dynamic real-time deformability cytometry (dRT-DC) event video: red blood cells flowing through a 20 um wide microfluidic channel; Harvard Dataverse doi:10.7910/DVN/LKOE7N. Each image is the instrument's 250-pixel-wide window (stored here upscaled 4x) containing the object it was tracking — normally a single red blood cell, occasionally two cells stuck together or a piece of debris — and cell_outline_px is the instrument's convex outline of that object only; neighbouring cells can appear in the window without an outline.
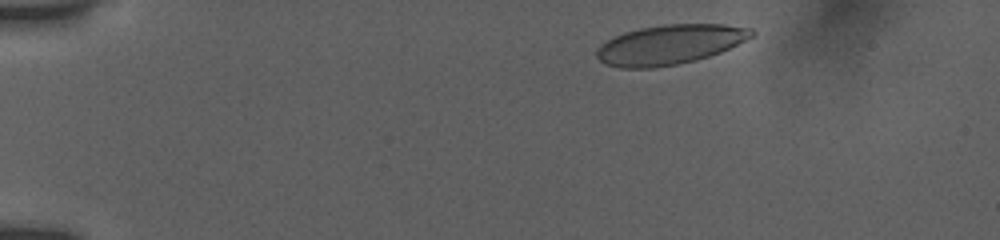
{"species": "human", "species_latin": "Homo sapiens", "temperature_condition": "room temperature", "stored_images_in_passage": 11, "camera_frame_rate_fps": 3000, "um_per_image_px": 0.085, "donor": {"sex": "female"}, "frame": {"image": 1, "passage_image": 2, "time_ms": 0.667, "image_size_px": [1000, 240], "cell_outline_px": [[756, 32], [752, 36], [720, 52], [696, 60], [676, 64], [652, 68], [620, 68], [604, 64], [596, 56], [596, 48], [600, 44], [624, 32], [640, 28], [664, 24], [724, 24], [752, 28]], "centroid_in_image_um": [56.9, 3.78], "position_along_channel_um": 28.1, "area_um2": 35.66}}
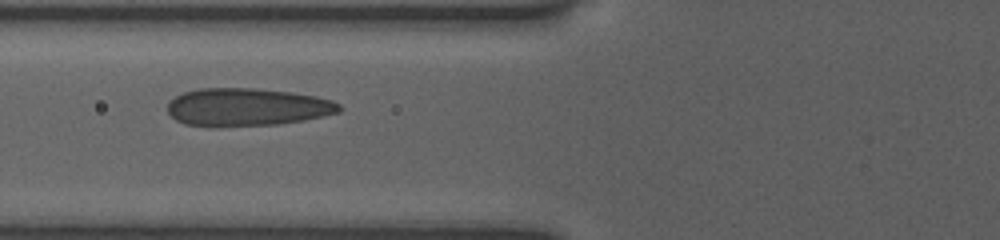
{"frame": {"image": 2, "passage_image": 8, "time_ms": 5.0, "image_size_px": [1000, 240], "cell_outline_px": [[344, 108], [340, 112], [324, 116], [304, 120], [276, 124], [184, 124], [176, 120], [168, 112], [168, 104], [176, 96], [184, 92], [200, 88], [256, 88], [292, 92], [316, 96], [332, 100], [340, 104]], "centroid_in_image_um": [21.08, 9.06], "position_along_channel_um": 104.7, "area_um2": 37.05}}
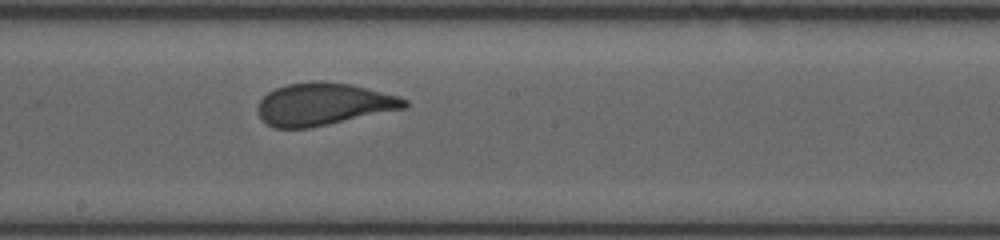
{"frame": {"image": 3, "passage_image": 11, "time_ms": 8.0, "image_size_px": [1000, 240], "cell_outline_px": [[408, 104], [404, 108], [328, 124], [308, 128], [276, 128], [260, 120], [256, 112], [256, 104], [268, 92], [276, 88], [288, 84], [312, 80], [324, 80], [352, 84], [400, 96], [408, 100]], "centroid_in_image_um": [27.45, 8.83], "position_along_channel_um": 220.8, "area_um2": 36.47}}